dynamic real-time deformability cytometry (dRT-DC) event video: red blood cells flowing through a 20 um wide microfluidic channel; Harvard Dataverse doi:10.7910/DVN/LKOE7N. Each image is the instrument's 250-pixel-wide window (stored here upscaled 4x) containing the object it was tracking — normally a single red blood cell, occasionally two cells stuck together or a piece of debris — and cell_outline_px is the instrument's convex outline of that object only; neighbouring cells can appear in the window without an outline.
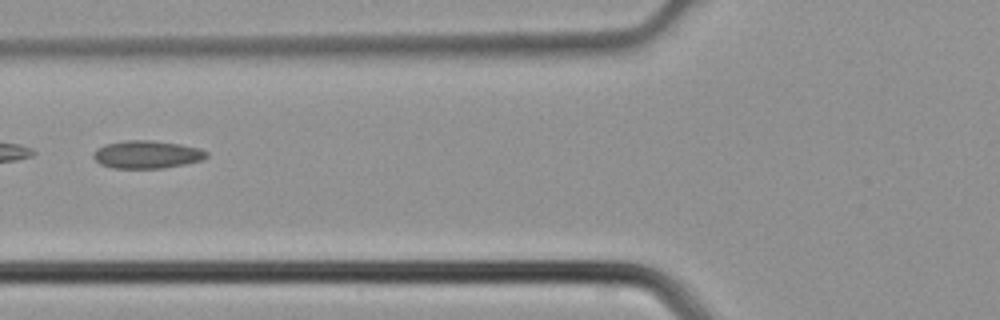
{"species": "common noctule bat (a hibernating species)", "species_latin": "Nyctalus noctula", "temperature_condition": "cold", "stored_images_in_passage": 3, "camera_frame_rate_fps": 3000, "um_per_image_px": 0.085, "animal": {"sex": "male", "body_mass_g": 21.5, "forearm_length_mm": 52.0}, "frame": {"image": 1, "passage_image": 3, "time_ms": 0.667, "image_size_px": [1000, 320], "cell_outline_px": [[208, 156], [204, 160], [164, 168], [112, 168], [100, 164], [92, 156], [96, 148], [104, 144], [124, 140], [152, 140], [180, 144], [200, 148], [208, 152]], "centroid_in_image_um": [12.49, 13.12], "position_along_channel_um": 113.3, "area_um2": 18.55}}